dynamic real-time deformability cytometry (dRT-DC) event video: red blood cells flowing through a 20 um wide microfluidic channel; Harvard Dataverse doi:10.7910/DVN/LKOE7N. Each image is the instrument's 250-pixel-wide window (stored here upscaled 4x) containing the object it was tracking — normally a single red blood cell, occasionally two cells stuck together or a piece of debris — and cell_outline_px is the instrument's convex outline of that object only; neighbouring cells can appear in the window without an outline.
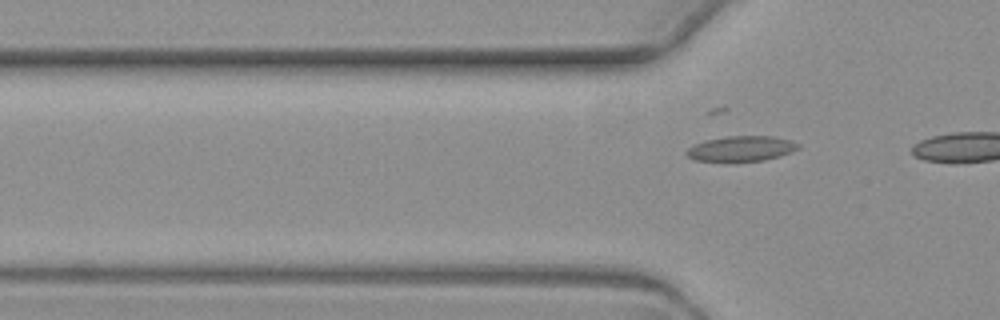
{"species": "common noctule bat (a hibernating species)", "species_latin": "Nyctalus noctula", "temperature_condition": "warm", "stored_images_in_passage": 6, "camera_frame_rate_fps": 3000, "um_per_image_px": 0.085, "animal": {"sex": "female", "body_mass_g": 19.3, "forearm_length_mm": 54.1}, "frame": {"image": 1, "passage_image": 6, "time_ms": 7.0, "image_size_px": [1000, 320], "cell_outline_px": [[800, 148], [792, 152], [780, 156], [764, 160], [696, 160], [688, 156], [684, 152], [692, 144], [704, 140], [728, 136], [772, 136], [792, 140], [800, 144]], "centroid_in_image_um": [63.04, 12.6], "position_along_channel_um": 62.8, "area_um2": 16.3}}